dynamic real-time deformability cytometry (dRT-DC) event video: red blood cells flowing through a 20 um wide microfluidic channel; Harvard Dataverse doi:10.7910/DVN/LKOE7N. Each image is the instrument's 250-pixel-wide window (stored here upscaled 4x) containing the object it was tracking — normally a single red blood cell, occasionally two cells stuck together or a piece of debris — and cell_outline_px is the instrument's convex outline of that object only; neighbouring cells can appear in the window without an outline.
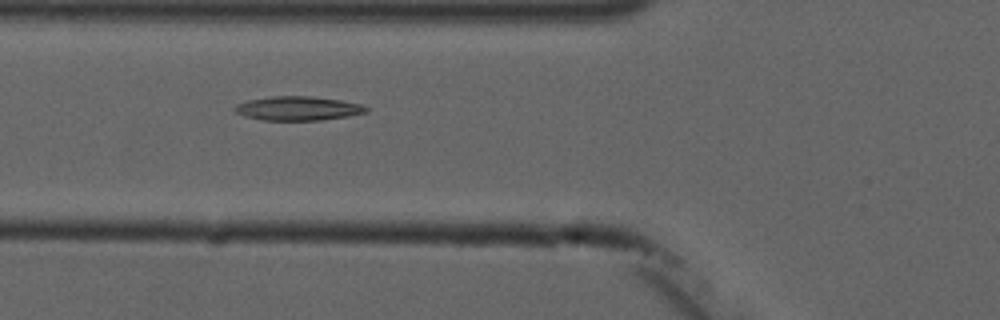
{"species": "common noctule bat (a hibernating species)", "species_latin": "Nyctalus noctula", "temperature_condition": "cold", "stored_images_in_passage": 3, "camera_frame_rate_fps": 3000, "um_per_image_px": 0.085, "animal": {"sex": "male", "forearm_length_mm": 52.5}, "frame": {"image": 1, "passage_image": 2, "time_ms": 1.0, "image_size_px": [1000, 320], "cell_outline_px": [[368, 112], [348, 116], [320, 120], [260, 120], [244, 116], [236, 112], [232, 108], [236, 104], [248, 100], [272, 96], [312, 96], [340, 100], [360, 104], [368, 108]], "centroid_in_image_um": [25.3, 9.21], "position_along_channel_um": 100.5, "area_um2": 18.44}}
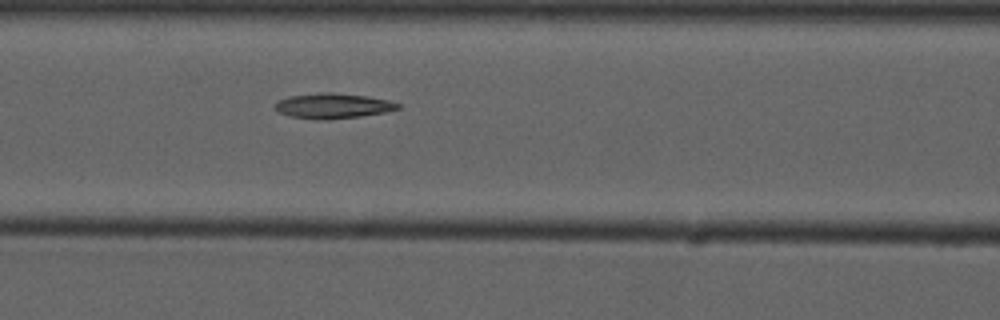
{"frame": {"image": 2, "passage_image": 3, "time_ms": 2.0, "image_size_px": [1000, 320], "cell_outline_px": [[400, 108], [384, 112], [360, 116], [328, 120], [320, 120], [292, 116], [280, 112], [272, 104], [288, 96], [320, 92], [332, 92], [368, 96], [388, 100], [400, 104]], "centroid_in_image_um": [28.29, 8.99], "position_along_channel_um": 138.3, "area_um2": 17.98}}